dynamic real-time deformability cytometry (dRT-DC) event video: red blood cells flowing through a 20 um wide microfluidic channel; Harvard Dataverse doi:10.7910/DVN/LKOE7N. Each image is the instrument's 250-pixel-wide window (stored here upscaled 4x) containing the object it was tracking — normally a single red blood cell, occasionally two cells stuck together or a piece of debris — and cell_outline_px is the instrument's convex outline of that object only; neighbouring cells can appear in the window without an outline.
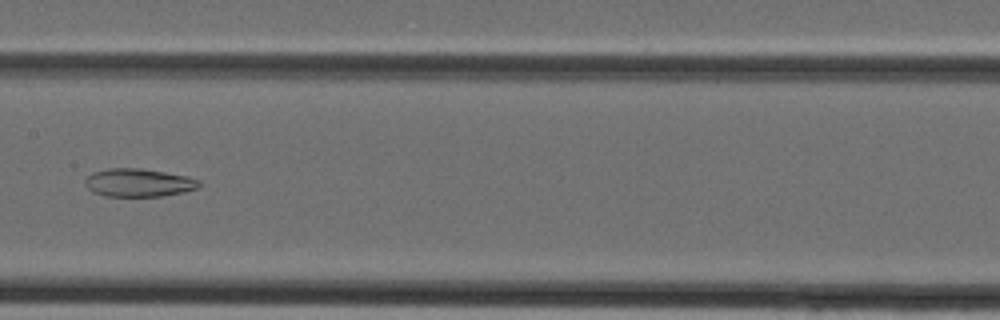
{"species": "Egyptian fruit bat (a non-hibernating species)", "species_latin": "Rousettus aegyptiacus", "temperature_condition": "cold", "stored_images_in_passage": 32, "camera_frame_rate_fps": 3000, "um_per_image_px": 0.085, "animal": {"sex": "female"}, "frame": {"image": 1, "passage_image": 19, "time_ms": 6.0, "image_size_px": [1000, 320], "cell_outline_px": [[200, 188], [184, 192], [164, 196], [104, 196], [92, 192], [84, 184], [84, 180], [92, 172], [108, 168], [140, 168], [188, 176], [200, 180]], "centroid_in_image_um": [11.78, 15.53], "position_along_channel_um": 195.6, "area_um2": 18.9}}